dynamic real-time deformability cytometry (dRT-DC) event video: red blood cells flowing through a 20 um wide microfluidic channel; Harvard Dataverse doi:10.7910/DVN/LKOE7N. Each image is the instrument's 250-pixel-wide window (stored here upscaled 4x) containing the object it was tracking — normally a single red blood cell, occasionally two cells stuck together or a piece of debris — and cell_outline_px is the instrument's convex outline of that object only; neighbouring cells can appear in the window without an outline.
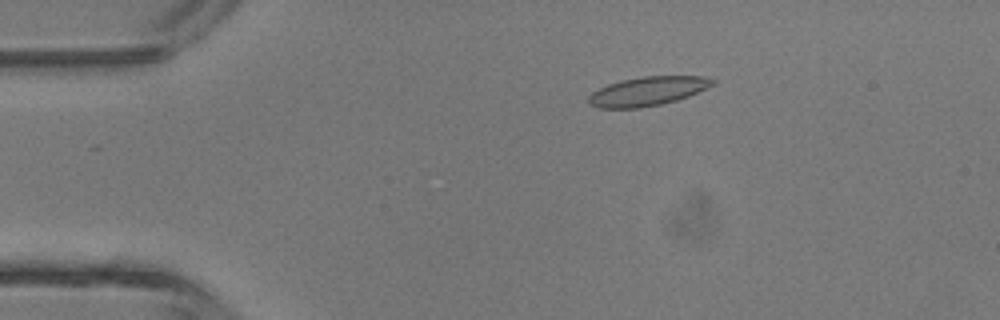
{"species": "common noctule bat (a hibernating species)", "species_latin": "Nyctalus noctula", "temperature_condition": "room temperature", "stored_images_in_passage": 2, "camera_frame_rate_fps": 3000, "um_per_image_px": 0.085, "animal": {"sex": "male", "body_mass_g": 13.3}, "frame": {"image": 1, "passage_image": 1, "time_ms": 0.0, "image_size_px": [1000, 320], "cell_outline_px": [[716, 84], [688, 96], [676, 100], [660, 104], [640, 108], [600, 108], [588, 104], [588, 96], [592, 92], [608, 84], [620, 80], [644, 76], [700, 76], [716, 80]], "centroid_in_image_um": [55.03, 7.75], "position_along_channel_um": 30.0, "area_um2": 20.92}}